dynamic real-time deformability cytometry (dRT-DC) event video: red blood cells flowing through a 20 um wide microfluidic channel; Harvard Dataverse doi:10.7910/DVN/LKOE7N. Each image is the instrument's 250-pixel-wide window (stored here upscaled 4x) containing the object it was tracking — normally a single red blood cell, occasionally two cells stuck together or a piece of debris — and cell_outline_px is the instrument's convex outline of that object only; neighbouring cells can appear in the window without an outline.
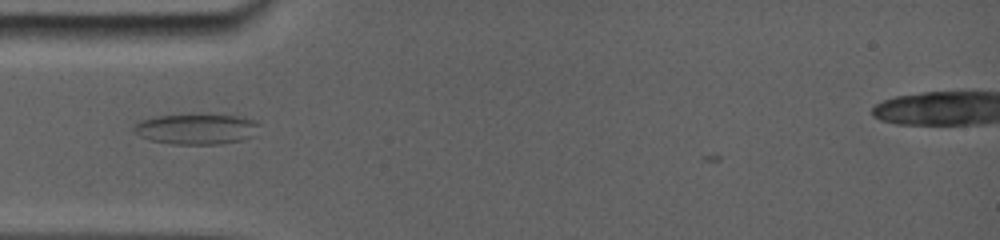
{"species": "common noctule bat (a hibernating species)", "species_latin": "Nyctalus noctula", "temperature_condition": "room temperature", "stored_images_in_passage": 18, "camera_frame_rate_fps": 5000, "um_per_image_px": 0.085, "animal": {"sex": "female", "body_mass_g": 19.0, "forearm_length_mm": 56.7}, "frame": {"image": 1, "passage_image": 2, "time_ms": 1.0, "image_size_px": [1000, 240], "cell_outline_px": [[256, 124], [240, 140], [216, 144], [176, 144], [152, 140], [144, 136], [136, 128], [136, 124], [140, 120], [156, 116], [236, 116], [252, 120]], "centroid_in_image_um": [16.58, 10.97], "position_along_channel_um": 68.4, "area_um2": 20.35}}
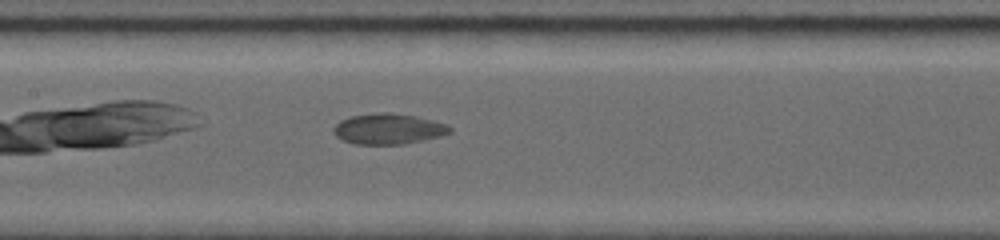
{"frame": {"image": 2, "passage_image": 7, "time_ms": 3.8, "image_size_px": [1000, 240], "cell_outline_px": [[452, 128], [448, 132], [436, 136], [420, 140], [400, 144], [356, 144], [344, 140], [336, 136], [336, 124], [340, 120], [352, 116], [384, 112], [388, 112], [412, 116], [444, 124]], "centroid_in_image_um": [32.95, 10.95], "position_along_channel_um": 174.5, "area_um2": 19.77}}
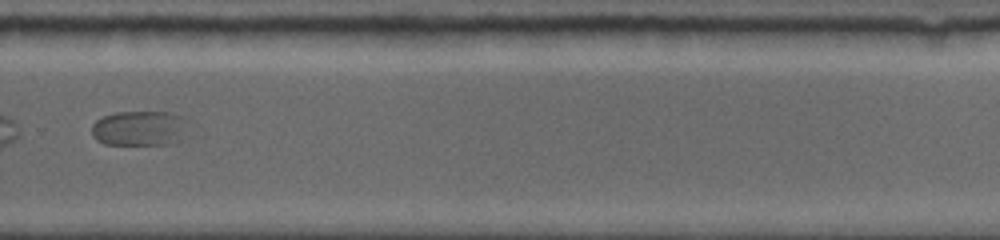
{"frame": {"image": 3, "passage_image": 15, "time_ms": 7.6, "image_size_px": [1000, 240], "cell_outline_px": [[188, 120], [180, 140], [168, 144], [104, 144], [96, 140], [92, 136], [92, 124], [96, 120], [104, 116], [116, 112], [168, 112], [184, 116]], "centroid_in_image_um": [11.84, 10.89], "position_along_channel_um": 318.0, "area_um2": 19.71}}